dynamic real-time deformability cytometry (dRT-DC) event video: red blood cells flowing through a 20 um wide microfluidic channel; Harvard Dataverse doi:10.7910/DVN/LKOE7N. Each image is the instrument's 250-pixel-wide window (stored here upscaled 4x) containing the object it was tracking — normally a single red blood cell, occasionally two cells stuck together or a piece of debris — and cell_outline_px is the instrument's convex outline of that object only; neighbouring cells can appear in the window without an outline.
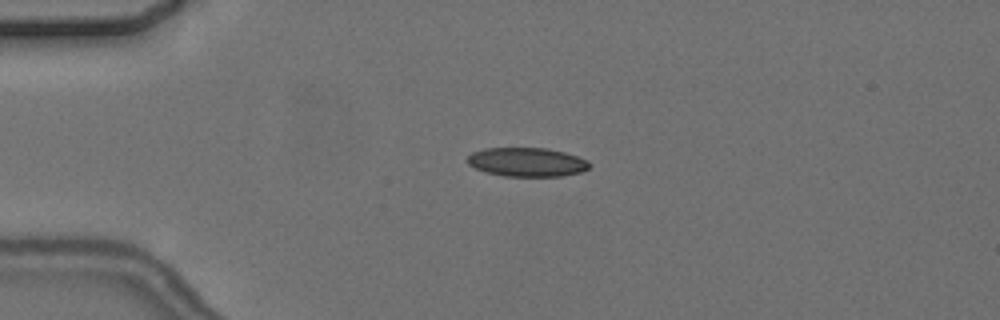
{"species": "common noctule bat (a hibernating species)", "species_latin": "Nyctalus noctula", "temperature_condition": "cold", "stored_images_in_passage": 6, "camera_frame_rate_fps": 3000, "um_per_image_px": 0.085, "animal": {"sex": "female", "body_mass_g": 24.6, "forearm_length_mm": 56.2}, "frame": {"image": 1, "passage_image": 4, "time_ms": 3.667, "image_size_px": [1000, 320], "cell_outline_px": [[592, 164], [588, 168], [580, 172], [560, 176], [504, 176], [484, 172], [468, 164], [468, 156], [472, 152], [484, 148], [548, 148], [564, 152], [588, 160]], "centroid_in_image_um": [44.79, 13.77], "position_along_channel_um": 40.2, "area_um2": 20.58}}
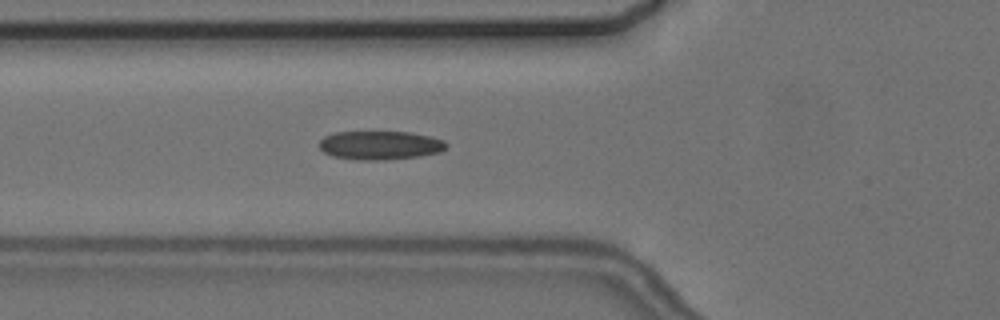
{"frame": {"image": 2, "passage_image": 6, "time_ms": 6.0, "image_size_px": [1000, 320], "cell_outline_px": [[448, 144], [440, 152], [420, 156], [384, 160], [356, 160], [332, 156], [324, 152], [320, 148], [320, 140], [324, 136], [336, 132], [408, 132], [428, 136], [444, 140]], "centroid_in_image_um": [32.29, 12.35], "position_along_channel_um": 93.5, "area_um2": 21.21}}